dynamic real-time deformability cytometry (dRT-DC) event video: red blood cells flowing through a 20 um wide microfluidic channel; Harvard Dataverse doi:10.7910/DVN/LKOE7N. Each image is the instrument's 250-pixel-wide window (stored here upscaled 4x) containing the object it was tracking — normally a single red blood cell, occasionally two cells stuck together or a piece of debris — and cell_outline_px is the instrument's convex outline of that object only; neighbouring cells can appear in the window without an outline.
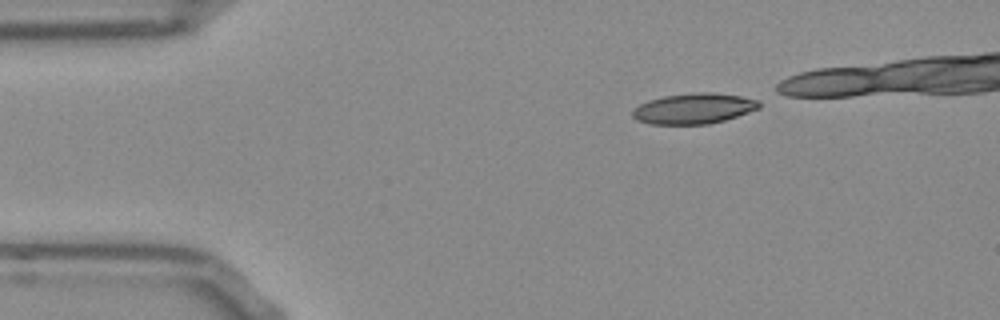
{"species": "Egyptian fruit bat (a non-hibernating species)", "species_latin": "Rousettus aegyptiacus", "temperature_condition": "room temperature", "stored_images_in_passage": 35, "camera_frame_rate_fps": 3000, "um_per_image_px": 0.085, "frame": {"image": 1, "passage_image": 1, "time_ms": 0.0, "image_size_px": [1000, 320], "cell_outline_px": [[760, 108], [724, 120], [708, 124], [648, 124], [636, 120], [632, 116], [632, 112], [640, 104], [648, 100], [664, 96], [696, 92], [712, 92], [740, 96], [760, 100]], "centroid_in_image_um": [58.97, 9.22], "position_along_channel_um": 26.0, "area_um2": 22.48}}
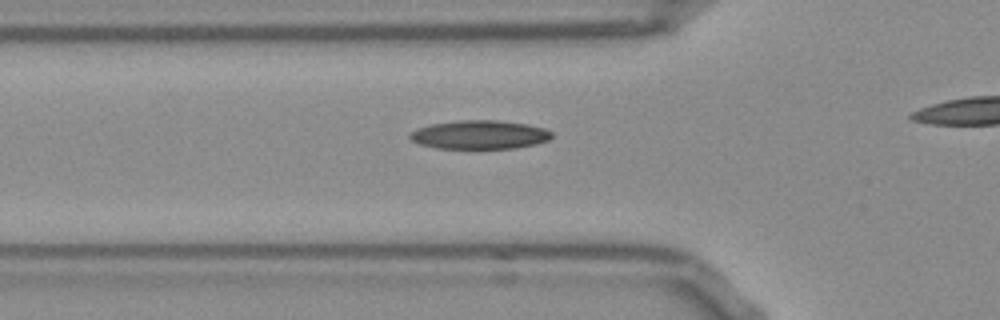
{"frame": {"image": 2, "passage_image": 10, "time_ms": 3.0, "image_size_px": [1000, 320], "cell_outline_px": [[552, 136], [548, 140], [536, 144], [516, 148], [436, 148], [420, 144], [412, 140], [408, 136], [408, 132], [416, 128], [428, 124], [460, 120], [500, 120], [528, 124], [544, 128], [552, 132]], "centroid_in_image_um": [40.74, 11.44], "position_along_channel_um": 85.1, "area_um2": 23.93}}
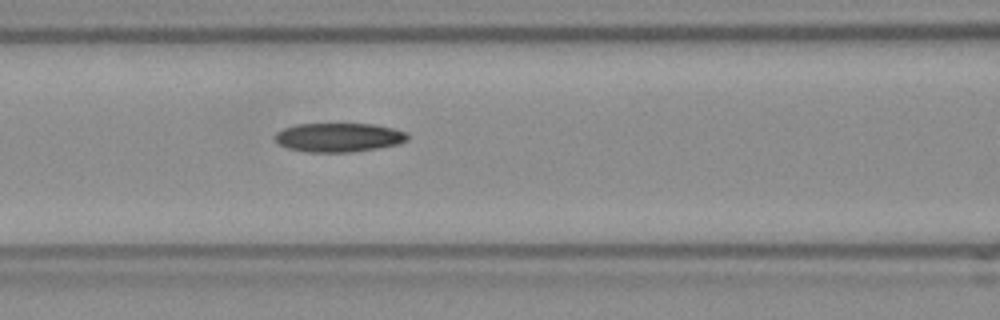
{"frame": {"image": 3, "passage_image": 14, "time_ms": 4.333, "image_size_px": [1000, 320], "cell_outline_px": [[408, 140], [396, 144], [376, 148], [352, 152], [308, 152], [288, 148], [280, 144], [276, 140], [276, 132], [284, 128], [296, 124], [376, 124], [408, 132]], "centroid_in_image_um": [28.81, 11.67], "position_along_channel_um": 137.8, "area_um2": 22.25}}